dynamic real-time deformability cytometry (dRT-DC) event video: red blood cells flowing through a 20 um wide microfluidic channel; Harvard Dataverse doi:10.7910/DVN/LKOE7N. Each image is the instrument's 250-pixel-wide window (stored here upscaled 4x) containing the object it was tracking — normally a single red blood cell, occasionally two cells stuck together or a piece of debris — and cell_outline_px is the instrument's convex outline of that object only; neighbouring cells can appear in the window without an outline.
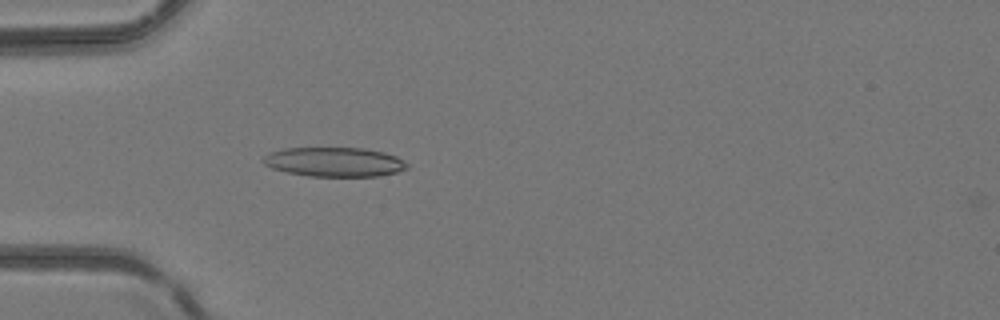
{"species": "common noctule bat (a hibernating species)", "species_latin": "Nyctalus noctula", "temperature_condition": "room temperature", "stored_images_in_passage": 48, "camera_frame_rate_fps": 3000, "um_per_image_px": 0.085, "animal": {"sex": "female", "body_mass_g": 24.6, "forearm_length_mm": 56.2}, "frame": {"image": 1, "passage_image": 15, "time_ms": 4.667, "image_size_px": [1000, 320], "cell_outline_px": [[408, 168], [396, 172], [380, 176], [308, 176], [288, 172], [272, 168], [264, 164], [260, 160], [264, 156], [272, 152], [284, 148], [364, 148], [384, 152], [396, 156], [408, 164]], "centroid_in_image_um": [28.42, 13.76], "position_along_channel_um": 56.6, "area_um2": 24.57}}
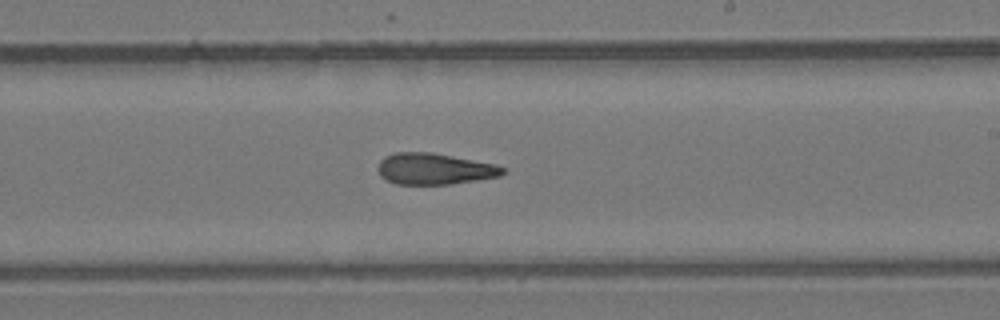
{"frame": {"image": 2, "passage_image": 29, "time_ms": 9.333, "image_size_px": [1000, 320], "cell_outline_px": [[504, 172], [500, 176], [448, 184], [396, 184], [384, 180], [380, 176], [376, 168], [380, 160], [384, 156], [396, 152], [432, 152], [496, 164], [504, 168]], "centroid_in_image_um": [36.86, 14.34], "position_along_channel_um": 252.1, "area_um2": 22.83}}
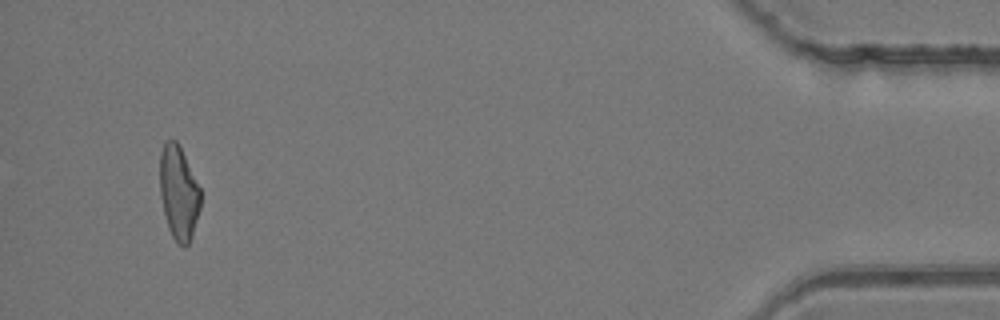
{"frame": {"image": 3, "passage_image": 46, "time_ms": 15.0, "image_size_px": [1000, 320], "cell_outline_px": [[200, 208], [192, 236], [188, 244], [184, 248], [176, 244], [168, 228], [160, 196], [160, 152], [164, 144], [168, 140], [176, 140], [200, 188]], "centroid_in_image_um": [15.18, 16.44], "position_along_channel_um": 420.0, "area_um2": 22.08}}